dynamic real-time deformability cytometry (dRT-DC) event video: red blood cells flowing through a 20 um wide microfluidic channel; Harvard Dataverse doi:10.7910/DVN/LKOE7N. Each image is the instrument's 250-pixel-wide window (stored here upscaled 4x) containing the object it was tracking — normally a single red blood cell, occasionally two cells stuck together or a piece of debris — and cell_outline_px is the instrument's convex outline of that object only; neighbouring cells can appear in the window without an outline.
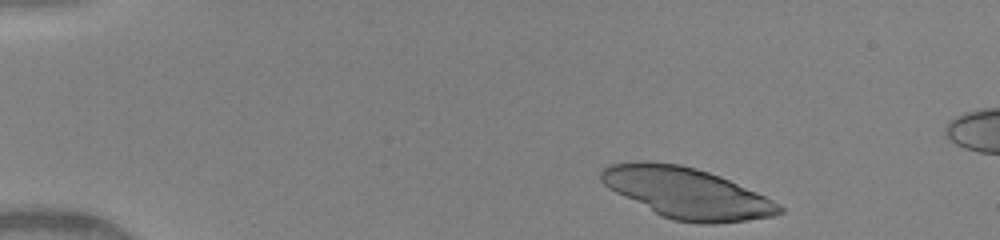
{"species": "human", "species_latin": "Homo sapiens", "temperature_condition": "warm", "stored_images_in_passage": 52, "camera_frame_rate_fps": 3000, "um_per_image_px": 0.085, "donor": {"sex": "female"}, "frame": {"image": 1, "passage_image": 1, "time_ms": 0.0, "image_size_px": [1000, 240], "cell_outline_px": [[784, 212], [772, 216], [748, 220], [716, 224], [700, 224], [672, 220], [660, 216], [608, 188], [600, 180], [600, 172], [604, 168], [612, 164], [636, 160], [644, 160], [680, 164], [696, 168], [720, 176], [756, 192], [780, 204], [784, 208]], "centroid_in_image_um": [58.36, 16.41], "position_along_channel_um": 26.6, "area_um2": 52.77}}
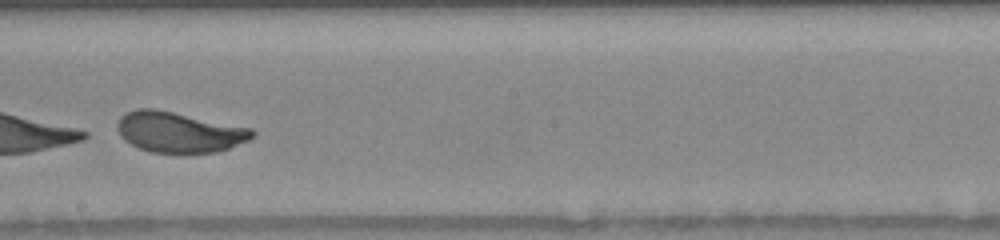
{"frame": {"image": 2, "passage_image": 37, "time_ms": 7.333, "image_size_px": [1000, 240], "cell_outline_px": [[256, 136], [248, 140], [228, 148], [216, 152], [152, 152], [140, 148], [124, 140], [120, 136], [116, 128], [116, 124], [120, 116], [136, 108], [156, 108], [252, 128], [256, 132]], "centroid_in_image_um": [15.21, 11.21], "position_along_channel_um": 233.0, "area_um2": 31.91}}